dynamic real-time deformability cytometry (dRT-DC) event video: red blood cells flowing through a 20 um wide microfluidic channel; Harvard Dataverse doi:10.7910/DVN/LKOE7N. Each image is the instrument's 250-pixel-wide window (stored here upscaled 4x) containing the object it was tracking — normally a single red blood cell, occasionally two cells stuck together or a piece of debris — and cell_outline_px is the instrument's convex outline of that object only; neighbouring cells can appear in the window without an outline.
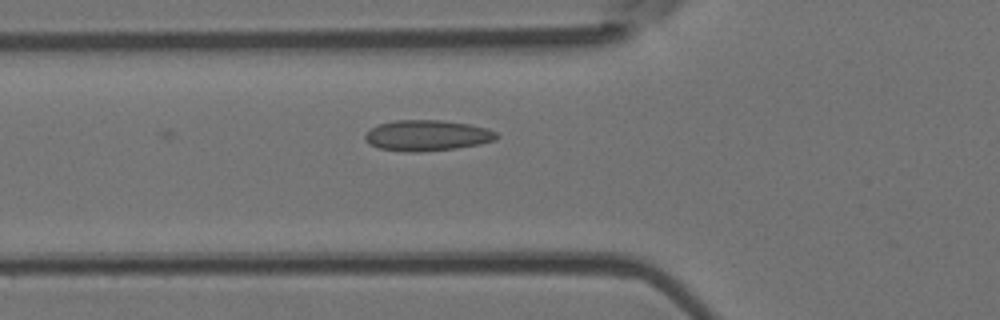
{"species": "Egyptian fruit bat (a non-hibernating species)", "species_latin": "Rousettus aegyptiacus", "temperature_condition": "room temperature", "stored_images_in_passage": 18, "camera_frame_rate_fps": 3000, "um_per_image_px": 0.085, "animal": {"sex": "female"}, "frame": {"image": 1, "passage_image": 18, "time_ms": 5.667, "image_size_px": [1000, 320], "cell_outline_px": [[500, 136], [496, 140], [480, 144], [456, 148], [416, 152], [408, 152], [380, 148], [368, 144], [364, 140], [364, 136], [368, 128], [380, 124], [396, 120], [440, 120], [468, 124], [488, 128], [496, 132]], "centroid_in_image_um": [36.29, 11.51], "position_along_channel_um": 89.5, "area_um2": 23.7}}